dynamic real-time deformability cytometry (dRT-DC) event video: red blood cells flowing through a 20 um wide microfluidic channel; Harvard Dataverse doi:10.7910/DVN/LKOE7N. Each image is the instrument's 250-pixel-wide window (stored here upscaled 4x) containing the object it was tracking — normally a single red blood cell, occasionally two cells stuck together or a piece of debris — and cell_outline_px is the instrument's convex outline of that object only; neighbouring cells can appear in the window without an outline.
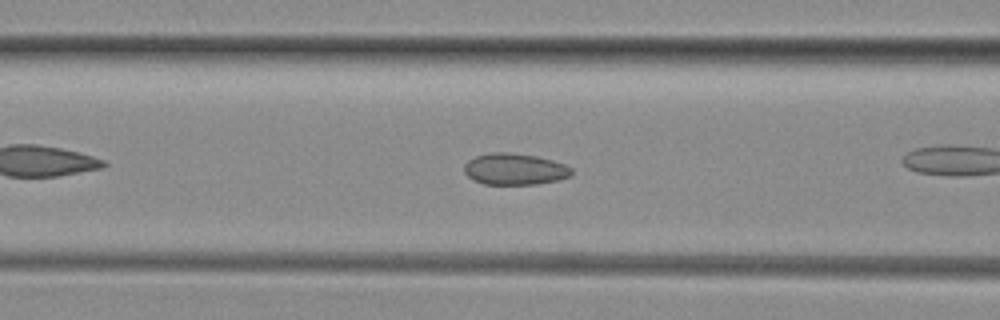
{"species": "common noctule bat (a hibernating species)", "species_latin": "Nyctalus noctula", "temperature_condition": "room temperature", "stored_images_in_passage": 17, "camera_frame_rate_fps": 3000, "um_per_image_px": 0.085, "animal": {"sex": "female", "body_mass_g": 29.2, "forearm_length_mm": 56.3}, "frame": {"image": 1, "passage_image": 10, "time_ms": 3.0, "image_size_px": [1000, 320], "cell_outline_px": [[572, 172], [568, 176], [556, 180], [536, 184], [484, 184], [472, 180], [464, 172], [464, 164], [468, 160], [476, 156], [492, 152], [512, 152], [536, 156], [552, 160], [564, 164], [572, 168]], "centroid_in_image_um": [43.71, 14.37], "position_along_channel_um": 122.9, "area_um2": 19.65}}